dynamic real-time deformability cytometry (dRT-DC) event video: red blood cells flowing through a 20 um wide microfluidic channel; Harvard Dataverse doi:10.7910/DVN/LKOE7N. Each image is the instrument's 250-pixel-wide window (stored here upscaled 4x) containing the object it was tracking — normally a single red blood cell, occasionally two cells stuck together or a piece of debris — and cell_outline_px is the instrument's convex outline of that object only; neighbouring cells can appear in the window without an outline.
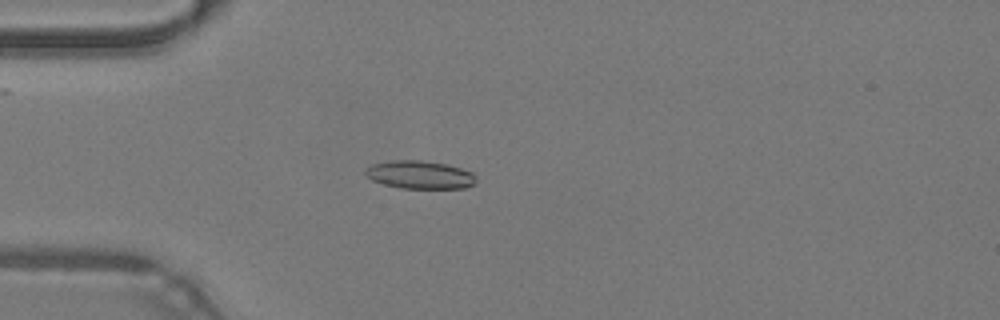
{"species": "common noctule bat (a hibernating species)", "species_latin": "Nyctalus noctula", "temperature_condition": "warm", "stored_images_in_passage": 35, "camera_frame_rate_fps": 3000, "um_per_image_px": 0.085, "animal": {"sex": "male", "body_mass_g": 19.2, "forearm_length_mm": 51.8}, "frame": {"image": 1, "passage_image": 1, "time_ms": 0.0, "image_size_px": [1000, 320], "cell_outline_px": [[476, 180], [472, 184], [464, 188], [400, 188], [384, 184], [372, 180], [364, 172], [364, 168], [372, 164], [392, 160], [420, 160], [448, 164], [472, 172], [476, 176]], "centroid_in_image_um": [35.67, 14.84], "position_along_channel_um": 49.3, "area_um2": 18.09}}
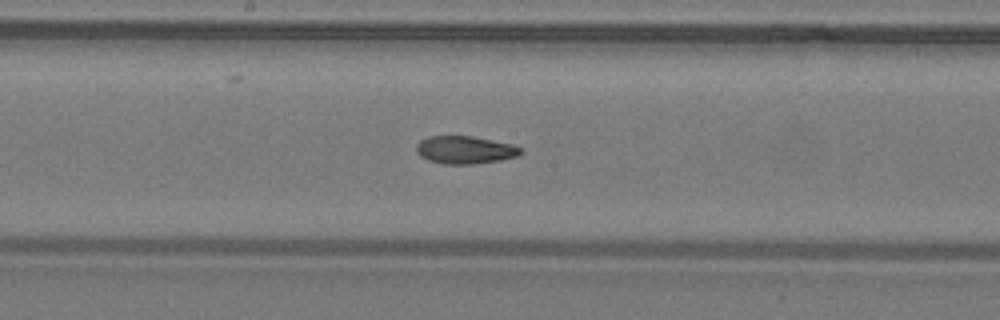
{"frame": {"image": 2, "passage_image": 13, "time_ms": 4.0, "image_size_px": [1000, 320], "cell_outline_px": [[524, 152], [516, 156], [500, 160], [472, 164], [444, 164], [428, 160], [420, 156], [416, 152], [416, 144], [420, 140], [428, 136], [472, 136], [512, 144], [520, 148]], "centroid_in_image_um": [39.49, 12.74], "position_along_channel_um": 208.7, "area_um2": 16.88}}
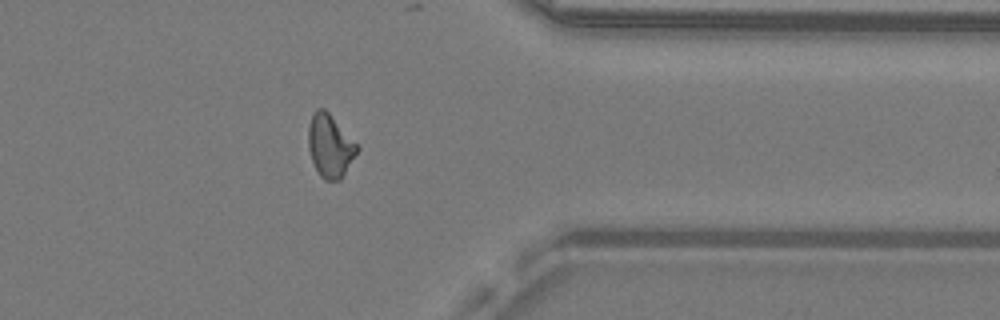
{"frame": {"image": 3, "passage_image": 26, "time_ms": 8.333, "image_size_px": [1000, 320], "cell_outline_px": [[360, 148], [340, 180], [324, 180], [320, 176], [312, 160], [308, 148], [308, 124], [312, 112], [316, 108], [324, 108], [328, 112]], "centroid_in_image_um": [28.02, 12.38], "position_along_channel_um": 383.4, "area_um2": 17.74}, "authors_computed_cell_mechanics": {"area_um2": 17.2244, "velocity_mm_per_s": 4.309, "shape_relaxation_time_tau1_ms": null, "shape_relaxation_time_tau2_ms": 3.4631, "deformation_change_tau1": null, "deformation_change_tau2": 0.101}}